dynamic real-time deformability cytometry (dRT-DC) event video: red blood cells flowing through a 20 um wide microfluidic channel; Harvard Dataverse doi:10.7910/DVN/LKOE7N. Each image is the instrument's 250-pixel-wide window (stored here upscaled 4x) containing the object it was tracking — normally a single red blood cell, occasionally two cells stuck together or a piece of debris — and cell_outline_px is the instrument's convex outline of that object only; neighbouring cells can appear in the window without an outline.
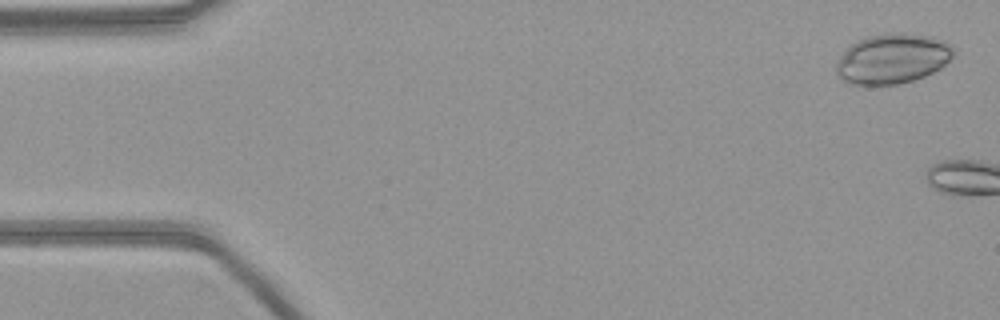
{"species": "common noctule bat (a hibernating species)", "species_latin": "Nyctalus noctula", "temperature_condition": "warm", "stored_images_in_passage": 5, "camera_frame_rate_fps": 3000, "um_per_image_px": 0.085, "animal": {"sex": "female", "body_mass_g": 21.9}, "frame": {"image": 1, "passage_image": 2, "time_ms": 0.333, "image_size_px": [1000, 320], "cell_outline_px": [[956, 52], [940, 68], [924, 76], [912, 80], [896, 84], [852, 84], [844, 80], [836, 72], [836, 64], [840, 56], [856, 40], [868, 36], [888, 32], [900, 32], [932, 36], [944, 40], [956, 48]], "centroid_in_image_um": [75.89, 4.95], "position_along_channel_um": 9.1, "area_um2": 34.1}}